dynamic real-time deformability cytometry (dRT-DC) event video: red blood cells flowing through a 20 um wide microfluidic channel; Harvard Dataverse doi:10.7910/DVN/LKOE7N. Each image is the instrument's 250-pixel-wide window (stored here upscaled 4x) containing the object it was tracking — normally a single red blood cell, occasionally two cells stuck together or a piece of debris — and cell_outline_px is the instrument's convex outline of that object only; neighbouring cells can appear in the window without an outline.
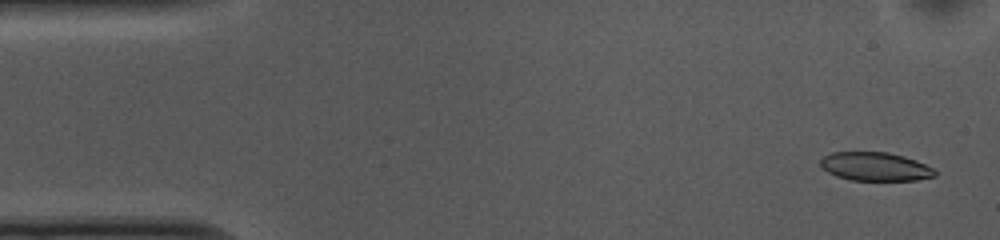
{"species": "common noctule bat (a hibernating species)", "species_latin": "Nyctalus noctula", "temperature_condition": "cold", "stored_images_in_passage": 52, "camera_frame_rate_fps": 3000, "um_per_image_px": 0.085, "animal": {"sex": "female", "body_mass_g": 10.0, "forearm_length_mm": 53.1}, "frame": {"image": 1, "passage_image": 2, "time_ms": 0.333, "image_size_px": [1000, 240], "cell_outline_px": [[936, 176], [916, 180], [852, 180], [836, 176], [820, 168], [820, 160], [824, 156], [832, 152], [888, 152], [904, 156], [916, 160], [932, 168], [936, 172]], "centroid_in_image_um": [74.37, 14.15], "position_along_channel_um": 10.6, "area_um2": 19.07}}
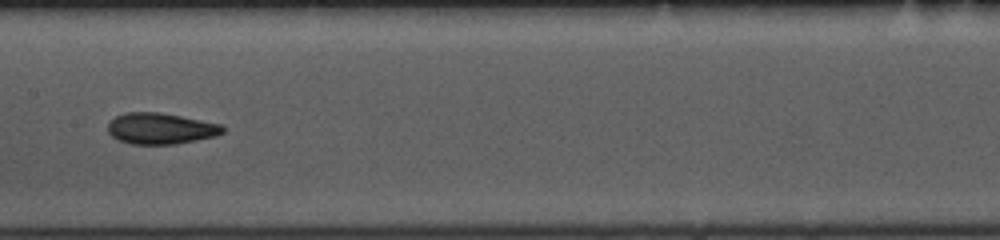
{"frame": {"image": 2, "passage_image": 25, "time_ms": 8.0, "image_size_px": [1000, 240], "cell_outline_px": [[224, 132], [216, 136], [172, 144], [132, 144], [120, 140], [112, 136], [108, 132], [108, 124], [116, 116], [124, 112], [160, 112], [220, 124], [224, 128]], "centroid_in_image_um": [13.63, 10.92], "position_along_channel_um": 193.8, "area_um2": 20.58}}
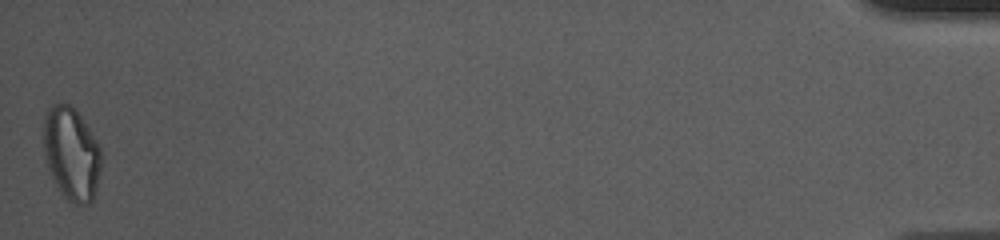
{"frame": {"image": 3, "passage_image": 52, "time_ms": 17.0, "image_size_px": [1000, 240], "cell_outline_px": [[100, 172], [96, 188], [92, 200], [88, 204], [76, 204], [68, 200], [60, 192], [48, 172], [44, 156], [44, 116], [48, 108], [52, 104], [68, 104], [80, 116], [96, 140], [100, 148]], "centroid_in_image_um": [6.04, 13.09], "position_along_channel_um": 429.2, "area_um2": 31.04}, "authors_computed_cell_mechanics": {"area_um2": 20.9236, "velocity_mm_per_s": 3.7313, "shape_relaxation_time_tau1_ms": 4.1109, "shape_relaxation_time_tau2_ms": 3.8815, "deformation_change_tau1": 0.13, "deformation_change_tau2": 0.0932}}